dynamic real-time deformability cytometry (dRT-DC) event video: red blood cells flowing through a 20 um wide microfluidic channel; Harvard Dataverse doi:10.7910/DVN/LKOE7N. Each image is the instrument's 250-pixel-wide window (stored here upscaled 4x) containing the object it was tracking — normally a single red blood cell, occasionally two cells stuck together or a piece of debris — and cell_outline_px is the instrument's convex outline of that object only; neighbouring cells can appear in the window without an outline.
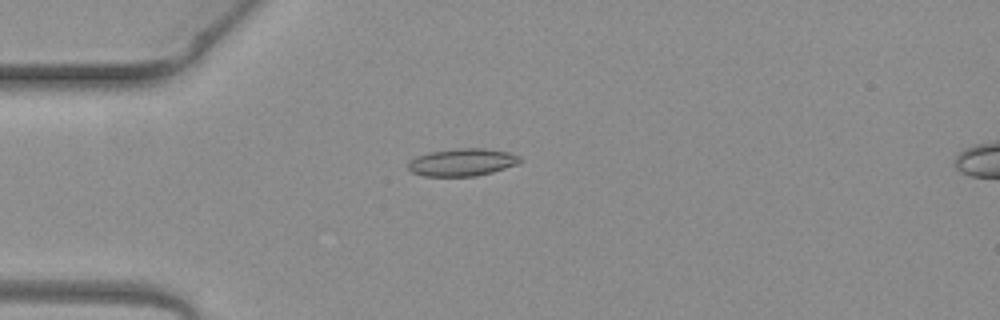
{"species": "common noctule bat (a hibernating species)", "species_latin": "Nyctalus noctula", "temperature_condition": "warm", "stored_images_in_passage": 4, "camera_frame_rate_fps": 3000, "um_per_image_px": 0.085, "animal": {"sex": "female", "body_mass_g": 19.3, "forearm_length_mm": 54.1}, "frame": {"image": 1, "passage_image": 4, "time_ms": 1.0, "image_size_px": [1000, 320], "cell_outline_px": [[520, 164], [492, 172], [476, 176], [424, 176], [412, 172], [408, 168], [408, 164], [416, 156], [432, 152], [460, 148], [484, 148], [508, 152], [520, 156]], "centroid_in_image_um": [39.32, 13.8], "position_along_channel_um": 45.7, "area_um2": 17.8}}